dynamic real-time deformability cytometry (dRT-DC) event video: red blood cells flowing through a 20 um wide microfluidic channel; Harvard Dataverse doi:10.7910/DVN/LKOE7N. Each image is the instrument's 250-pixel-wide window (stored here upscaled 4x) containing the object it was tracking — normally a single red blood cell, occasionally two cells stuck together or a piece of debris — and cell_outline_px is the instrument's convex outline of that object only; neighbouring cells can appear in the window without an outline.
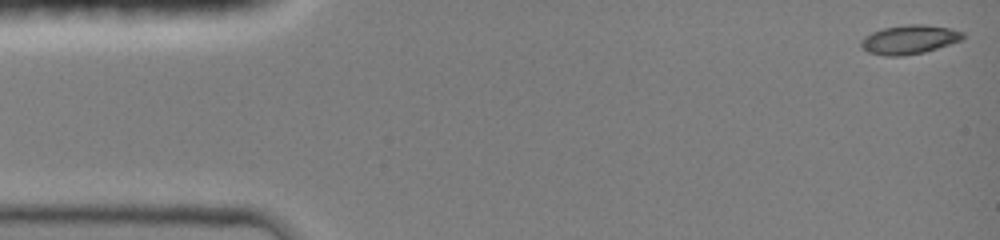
{"species": "common noctule bat (a hibernating species)", "species_latin": "Nyctalus noctula", "temperature_condition": "room temperature", "stored_images_in_passage": 28, "camera_frame_rate_fps": 3000, "um_per_image_px": 0.085, "animal": {"sex": "female", "body_mass_g": 19.0, "forearm_length_mm": 51.5}, "frame": {"image": 1, "passage_image": 1, "time_ms": 0.0, "image_size_px": [1000, 240], "cell_outline_px": [[964, 36], [960, 40], [924, 52], [900, 56], [884, 56], [868, 52], [860, 44], [860, 40], [864, 36], [872, 32], [884, 28], [908, 24], [924, 24], [948, 28], [964, 32]], "centroid_in_image_um": [77.25, 3.36], "position_along_channel_um": 7.7, "area_um2": 16.99}}
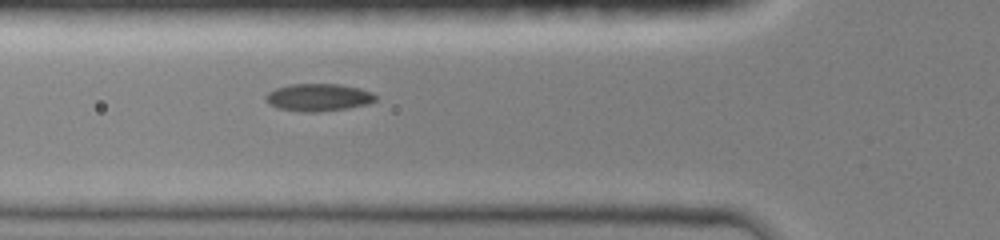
{"frame": {"image": 2, "passage_image": 18, "time_ms": 5.0, "image_size_px": [1000, 240], "cell_outline_px": [[376, 100], [368, 104], [344, 108], [316, 112], [304, 112], [280, 108], [272, 104], [264, 96], [268, 92], [276, 88], [292, 84], [340, 84], [360, 88], [372, 92], [376, 96]], "centroid_in_image_um": [27.1, 8.26], "position_along_channel_um": 98.7, "area_um2": 17.28}}
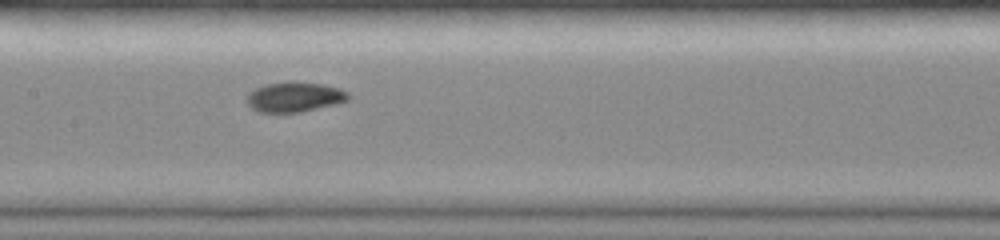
{"frame": {"image": 3, "passage_image": 27, "time_ms": 7.0, "image_size_px": [1000, 240], "cell_outline_px": [[348, 100], [300, 112], [260, 112], [252, 108], [248, 104], [248, 92], [256, 88], [268, 84], [324, 84], [340, 88], [348, 92]], "centroid_in_image_um": [25.03, 8.27], "position_along_channel_um": 182.4, "area_um2": 16.76}}